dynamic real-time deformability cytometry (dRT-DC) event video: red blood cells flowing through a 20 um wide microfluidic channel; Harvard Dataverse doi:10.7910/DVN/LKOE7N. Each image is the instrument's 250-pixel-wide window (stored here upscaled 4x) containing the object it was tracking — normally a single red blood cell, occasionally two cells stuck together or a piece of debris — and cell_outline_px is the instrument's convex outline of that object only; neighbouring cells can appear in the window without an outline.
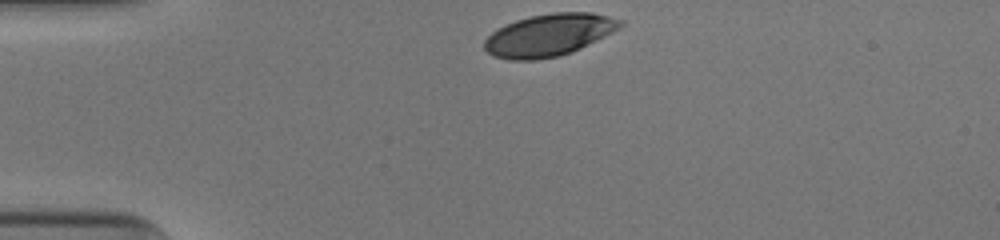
{"species": "human", "species_latin": "Homo sapiens", "temperature_condition": "cold", "stored_images_in_passage": 31, "camera_frame_rate_fps": 3000, "um_per_image_px": 0.085, "donor": {"sex": "male"}, "frame": {"image": 1, "passage_image": 1, "time_ms": 0.0, "image_size_px": [1000, 240], "cell_outline_px": [[624, 24], [620, 28], [572, 52], [560, 56], [536, 60], [508, 60], [492, 56], [484, 48], [484, 40], [492, 32], [516, 20], [532, 16], [552, 12], [592, 12], [624, 20]], "centroid_in_image_um": [46.67, 2.98], "position_along_channel_um": 38.3, "area_um2": 33.35}}
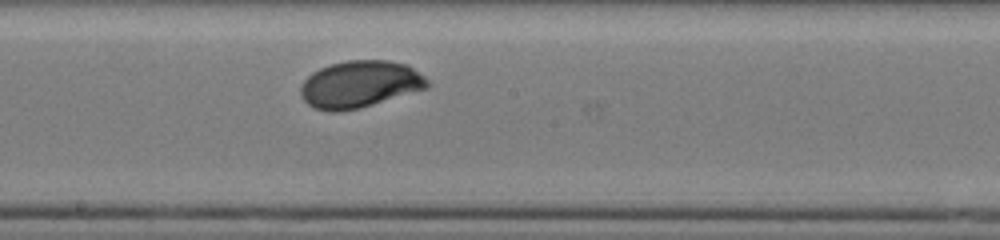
{"frame": {"image": 2, "passage_image": 18, "time_ms": 5.667, "image_size_px": [1000, 240], "cell_outline_px": [[432, 84], [428, 88], [360, 108], [340, 112], [328, 112], [316, 108], [308, 104], [300, 96], [300, 84], [312, 72], [320, 68], [332, 64], [348, 60], [388, 60], [408, 64], [424, 76]], "centroid_in_image_um": [30.59, 7.16], "position_along_channel_um": 217.6, "area_um2": 34.97}}
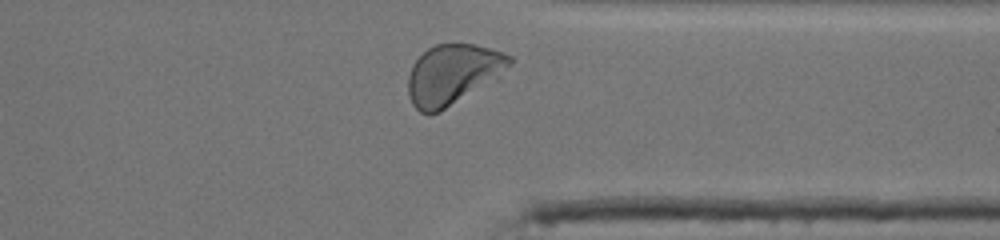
{"frame": {"image": 3, "passage_image": 30, "time_ms": 9.667, "image_size_px": [1000, 240], "cell_outline_px": [[512, 64], [440, 112], [420, 112], [412, 104], [408, 96], [408, 76], [412, 64], [428, 48], [436, 44], [476, 44], [504, 52], [512, 56]], "centroid_in_image_um": [38.41, 6.28], "position_along_channel_um": 373.0, "area_um2": 34.39}, "authors_computed_cell_mechanics": {"area_um2": 34.1598, "velocity_mm_per_s": 3.9088, "shape_relaxation_time_tau1_ms": 2.4739, "shape_relaxation_time_tau2_ms": null, "deformation_change_tau1": 0.1478, "deformation_change_tau2": null}}